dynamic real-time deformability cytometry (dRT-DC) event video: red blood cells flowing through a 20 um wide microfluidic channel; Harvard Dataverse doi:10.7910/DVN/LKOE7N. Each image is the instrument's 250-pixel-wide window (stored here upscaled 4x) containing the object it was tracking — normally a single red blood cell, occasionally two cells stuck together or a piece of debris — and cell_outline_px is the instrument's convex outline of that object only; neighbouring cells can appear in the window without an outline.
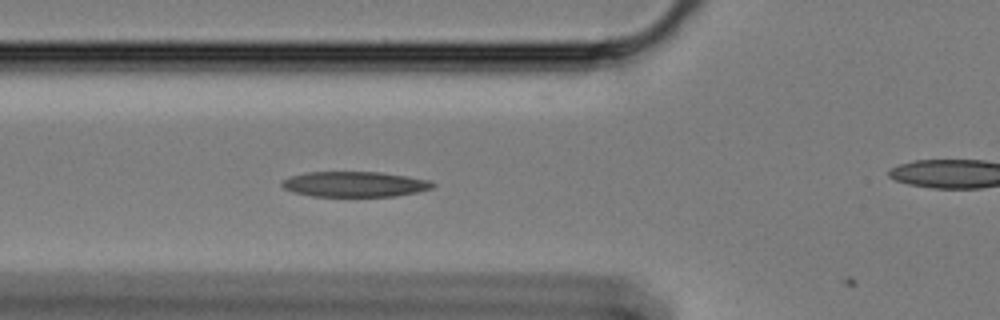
{"species": "Egyptian fruit bat (a non-hibernating species)", "species_latin": "Rousettus aegyptiacus", "temperature_condition": "cold", "stored_images_in_passage": 22, "camera_frame_rate_fps": 3000, "um_per_image_px": 0.085, "animal": {"sex": "female"}, "frame": {"image": 1, "passage_image": 21, "time_ms": 6.667, "image_size_px": [1000, 320], "cell_outline_px": [[436, 184], [432, 188], [416, 192], [396, 196], [312, 196], [292, 192], [284, 188], [280, 184], [280, 180], [288, 176], [304, 172], [380, 172], [428, 180]], "centroid_in_image_um": [30.06, 15.65], "position_along_channel_um": 95.7, "area_um2": 22.31}}